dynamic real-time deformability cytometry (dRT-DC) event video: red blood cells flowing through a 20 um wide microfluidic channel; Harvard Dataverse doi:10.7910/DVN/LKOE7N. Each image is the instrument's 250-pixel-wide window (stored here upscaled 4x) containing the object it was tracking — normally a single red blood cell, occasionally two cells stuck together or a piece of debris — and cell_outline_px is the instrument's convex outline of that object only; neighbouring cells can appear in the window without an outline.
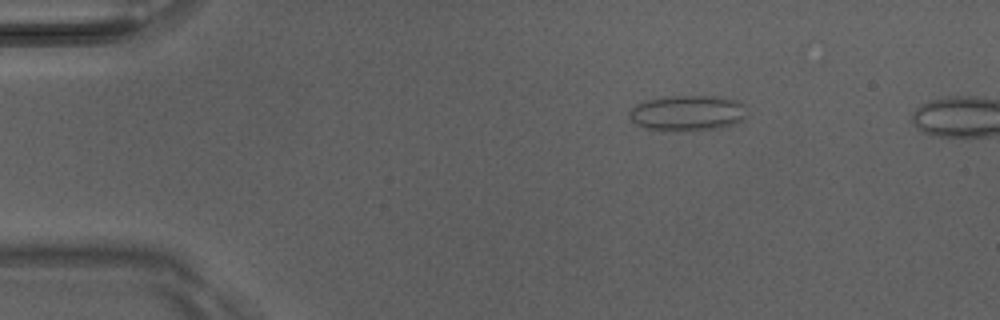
{"species": "Egyptian fruit bat (a non-hibernating species)", "species_latin": "Rousettus aegyptiacus", "temperature_condition": "room temperature", "stored_images_in_passage": 4, "camera_frame_rate_fps": 3000, "um_per_image_px": 0.085, "animal": {"sex": "male"}, "frame": {"image": 1, "passage_image": 1, "time_ms": 0.0, "image_size_px": [1000, 320], "cell_outline_px": [[744, 116], [740, 120], [732, 124], [720, 128], [680, 132], [676, 132], [644, 128], [636, 124], [628, 116], [628, 112], [636, 104], [648, 100], [664, 96], [716, 96], [740, 100], [744, 104]], "centroid_in_image_um": [58.4, 9.61], "position_along_channel_um": 26.6, "area_um2": 24.62}}